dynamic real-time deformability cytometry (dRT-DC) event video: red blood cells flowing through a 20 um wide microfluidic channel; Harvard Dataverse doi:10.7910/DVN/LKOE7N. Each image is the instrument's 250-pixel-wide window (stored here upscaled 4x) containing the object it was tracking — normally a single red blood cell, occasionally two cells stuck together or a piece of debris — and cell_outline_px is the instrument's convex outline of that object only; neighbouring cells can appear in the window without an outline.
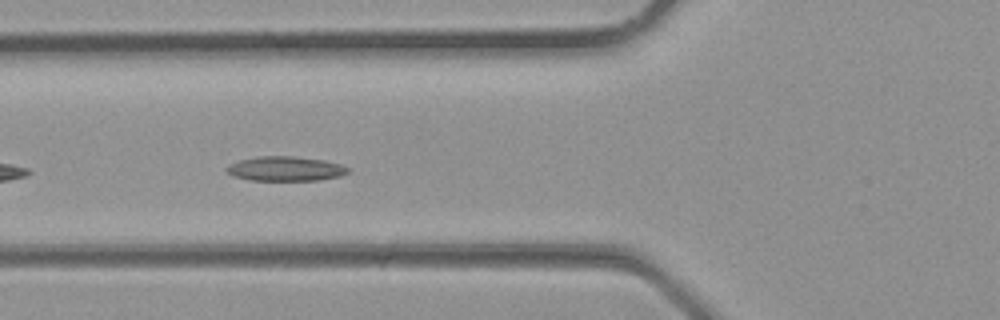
{"species": "common noctule bat (a hibernating species)", "species_latin": "Nyctalus noctula", "temperature_condition": "room temperature", "stored_images_in_passage": 9, "camera_frame_rate_fps": 3000, "um_per_image_px": 0.085, "animal": {"sex": "male", "body_mass_g": 23.1, "forearm_length_mm": 52.7}, "frame": {"image": 1, "passage_image": 7, "time_ms": 2.0, "image_size_px": [1000, 320], "cell_outline_px": [[348, 172], [340, 176], [320, 180], [248, 180], [232, 176], [224, 172], [224, 168], [228, 164], [240, 160], [256, 156], [292, 156], [324, 160], [340, 164], [348, 168]], "centroid_in_image_um": [24.18, 14.34], "position_along_channel_um": 101.6, "area_um2": 17.51}}